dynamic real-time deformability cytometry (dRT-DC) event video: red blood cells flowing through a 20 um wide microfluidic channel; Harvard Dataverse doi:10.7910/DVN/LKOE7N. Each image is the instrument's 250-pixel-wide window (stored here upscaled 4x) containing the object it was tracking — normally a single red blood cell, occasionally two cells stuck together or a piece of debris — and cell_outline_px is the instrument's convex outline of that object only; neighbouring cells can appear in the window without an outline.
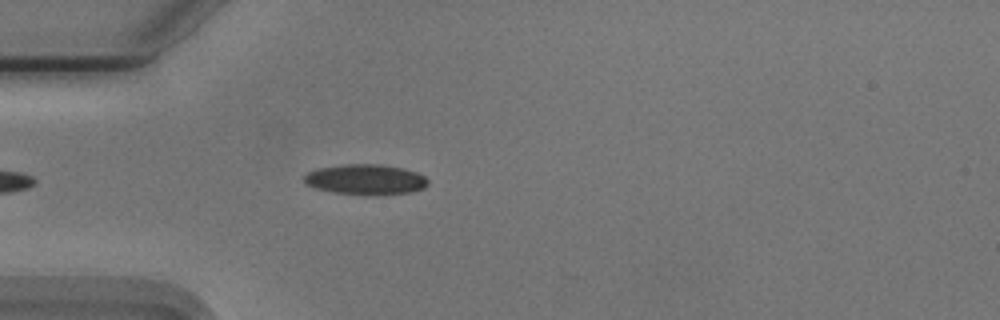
{"species": "Egyptian fruit bat (a non-hibernating species)", "species_latin": "Rousettus aegyptiacus", "temperature_condition": "cold", "stored_images_in_passage": 10, "camera_frame_rate_fps": 3000, "um_per_image_px": 0.085, "animal": {"sex": "male"}, "frame": {"image": 1, "passage_image": 6, "time_ms": 1.667, "image_size_px": [1000, 320], "cell_outline_px": [[428, 184], [424, 188], [412, 192], [376, 196], [364, 196], [332, 192], [316, 188], [308, 184], [304, 180], [304, 176], [308, 172], [316, 168], [344, 164], [380, 164], [404, 168], [416, 172], [424, 176], [428, 180]], "centroid_in_image_um": [31.1, 15.27], "position_along_channel_um": 53.9, "area_um2": 22.31}}
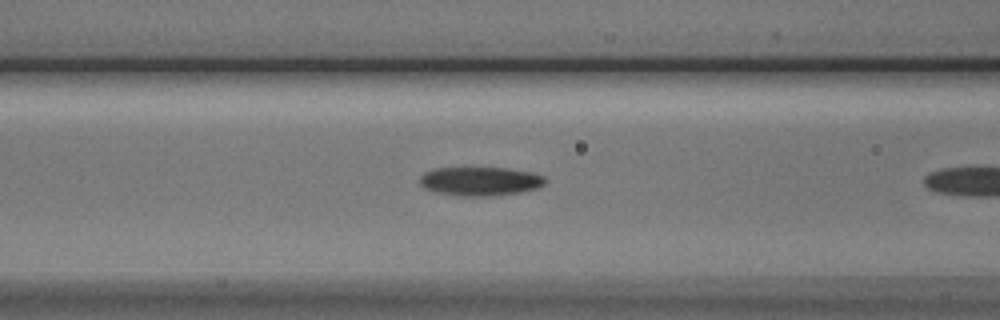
{"frame": {"image": 2, "passage_image": 9, "time_ms": 2.667, "image_size_px": [1000, 320], "cell_outline_px": [[548, 180], [540, 188], [520, 192], [492, 196], [460, 196], [436, 192], [424, 188], [420, 184], [420, 176], [424, 172], [436, 168], [504, 168], [532, 172], [544, 176]], "centroid_in_image_um": [40.84, 15.41], "position_along_channel_um": 125.8, "area_um2": 21.21}}